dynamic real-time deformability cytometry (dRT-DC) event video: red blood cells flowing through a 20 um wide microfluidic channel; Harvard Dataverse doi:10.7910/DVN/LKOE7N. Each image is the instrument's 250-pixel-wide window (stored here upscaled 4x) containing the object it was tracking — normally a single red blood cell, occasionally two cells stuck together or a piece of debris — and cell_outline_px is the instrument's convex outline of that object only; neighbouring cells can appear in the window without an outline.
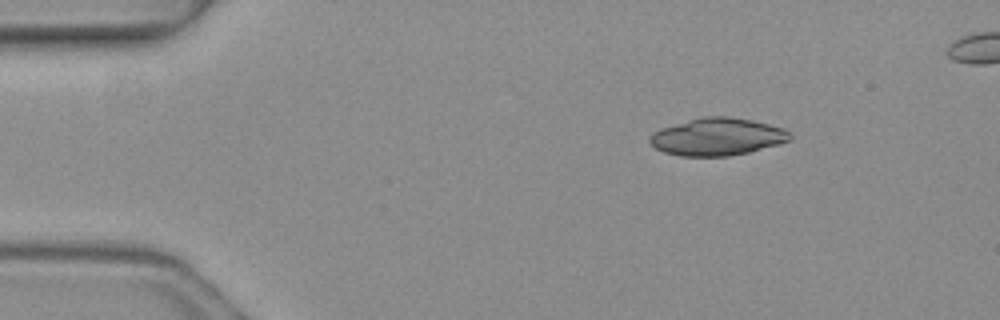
{"species": "common noctule bat (a hibernating species)", "species_latin": "Nyctalus noctula", "temperature_condition": "warm", "stored_images_in_passage": 2, "camera_frame_rate_fps": 3000, "um_per_image_px": 0.085, "animal": {"sex": "female", "body_mass_g": 19.3, "forearm_length_mm": 54.1}, "frame": {"image": 1, "passage_image": 2, "time_ms": 0.333, "image_size_px": [1000, 320], "cell_outline_px": [[792, 140], [780, 144], [748, 152], [728, 156], [680, 156], [664, 152], [656, 148], [648, 140], [648, 136], [652, 132], [660, 128], [704, 116], [728, 116], [752, 120], [784, 128], [792, 136]], "centroid_in_image_um": [60.97, 11.62], "position_along_channel_um": 24.0, "area_um2": 30.63}}